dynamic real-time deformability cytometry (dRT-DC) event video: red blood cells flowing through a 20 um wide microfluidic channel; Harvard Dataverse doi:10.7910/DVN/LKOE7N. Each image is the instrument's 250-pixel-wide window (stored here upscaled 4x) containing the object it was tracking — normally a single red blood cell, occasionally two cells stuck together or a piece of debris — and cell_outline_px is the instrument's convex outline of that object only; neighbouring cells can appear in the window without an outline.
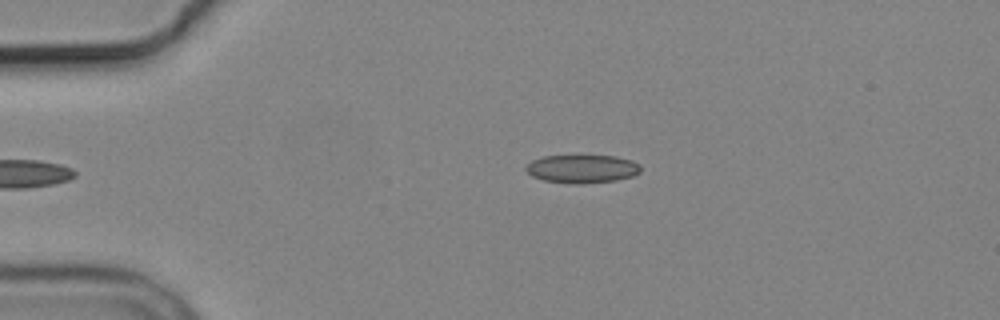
{"species": "common noctule bat (a hibernating species)", "species_latin": "Nyctalus noctula", "temperature_condition": "cold", "stored_images_in_passage": 5, "camera_frame_rate_fps": 3000, "um_per_image_px": 0.085, "animal": {"sex": "male", "body_mass_g": 19.2, "forearm_length_mm": 51.8}, "frame": {"image": 1, "passage_image": 5, "time_ms": 4.667, "image_size_px": [1000, 320], "cell_outline_px": [[640, 172], [632, 176], [616, 180], [584, 184], [568, 184], [544, 180], [532, 176], [524, 168], [532, 160], [544, 156], [612, 156], [632, 160], [640, 164]], "centroid_in_image_um": [49.48, 14.36], "position_along_channel_um": 35.5, "area_um2": 18.9}}